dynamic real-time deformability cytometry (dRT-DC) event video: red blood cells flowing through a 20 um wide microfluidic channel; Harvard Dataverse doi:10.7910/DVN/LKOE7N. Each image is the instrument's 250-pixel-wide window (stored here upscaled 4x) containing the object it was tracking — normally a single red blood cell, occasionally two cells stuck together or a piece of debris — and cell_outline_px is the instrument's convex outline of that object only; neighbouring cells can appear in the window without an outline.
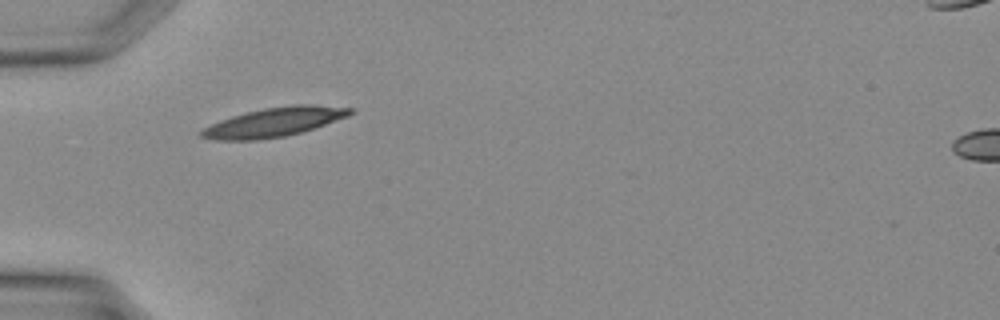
{"species": "Egyptian fruit bat (a non-hibernating species)", "species_latin": "Rousettus aegyptiacus", "temperature_condition": "warm", "stored_images_in_passage": 22, "camera_frame_rate_fps": 3000, "um_per_image_px": 0.085, "animal": {"sex": "female"}, "frame": {"image": 1, "passage_image": 1, "time_ms": 0.0, "image_size_px": [1000, 320], "cell_outline_px": [[356, 112], [348, 116], [300, 132], [284, 136], [256, 140], [216, 140], [200, 136], [200, 132], [204, 128], [220, 120], [244, 112], [264, 108], [292, 104], [312, 104], [356, 108]], "centroid_in_image_um": [23.33, 10.36], "position_along_channel_um": 61.7, "area_um2": 25.14}}
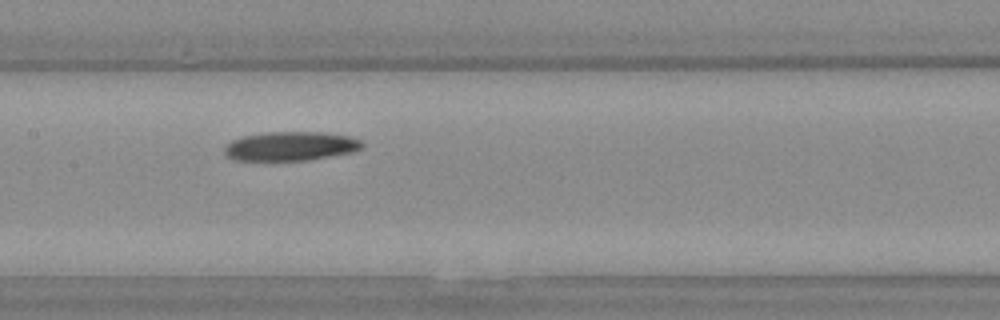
{"frame": {"image": 2, "passage_image": 8, "time_ms": 2.333, "image_size_px": [1000, 320], "cell_outline_px": [[364, 148], [352, 152], [308, 160], [236, 160], [228, 156], [224, 152], [224, 148], [232, 140], [244, 136], [264, 132], [324, 132], [352, 136], [360, 140], [364, 144]], "centroid_in_image_um": [24.75, 12.41], "position_along_channel_um": 182.6, "area_um2": 23.35}}
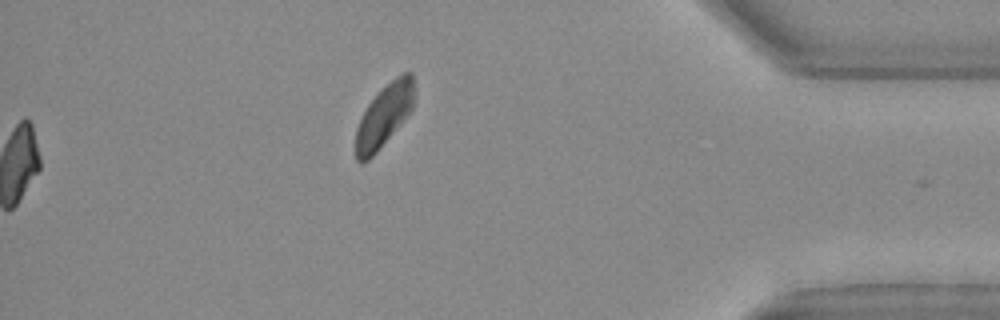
{"frame": {"image": 3, "passage_image": 22, "time_ms": 7.0, "image_size_px": [1000, 320], "cell_outline_px": [[416, 100], [412, 108], [404, 120], [376, 152], [368, 160], [360, 164], [356, 160], [356, 128], [368, 104], [396, 76], [404, 72], [412, 72], [416, 92]], "centroid_in_image_um": [32.69, 9.81], "position_along_channel_um": 402.5, "area_um2": 21.1}}